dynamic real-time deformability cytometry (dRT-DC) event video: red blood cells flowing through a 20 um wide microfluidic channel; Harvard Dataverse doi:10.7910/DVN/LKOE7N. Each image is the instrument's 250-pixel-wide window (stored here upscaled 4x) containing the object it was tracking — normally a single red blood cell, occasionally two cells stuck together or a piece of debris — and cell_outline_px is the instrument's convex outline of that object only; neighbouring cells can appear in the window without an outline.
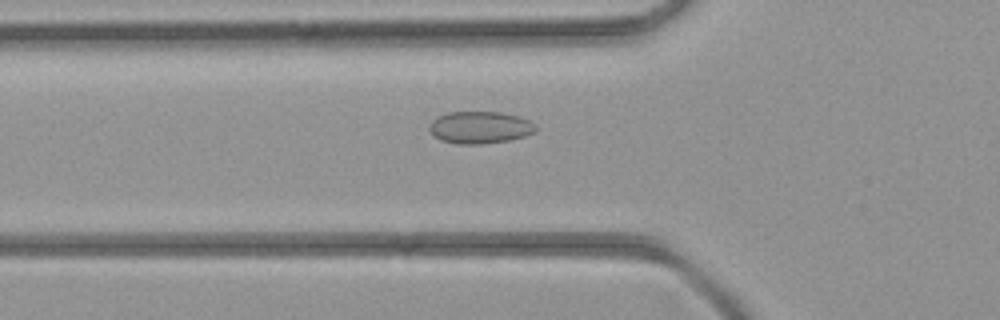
{"species": "common noctule bat (a hibernating species)", "species_latin": "Nyctalus noctula", "temperature_condition": "room temperature", "stored_images_in_passage": 41, "camera_frame_rate_fps": 3000, "um_per_image_px": 0.085, "animal": {"sex": "female", "body_mass_g": 21.9}, "frame": {"image": 1, "passage_image": 12, "time_ms": 3.667, "image_size_px": [1000, 320], "cell_outline_px": [[536, 132], [524, 136], [508, 140], [480, 144], [456, 144], [440, 140], [428, 128], [432, 120], [448, 112], [500, 112], [520, 116], [536, 124]], "centroid_in_image_um": [40.82, 10.83], "position_along_channel_um": 85.0, "area_um2": 19.88}}
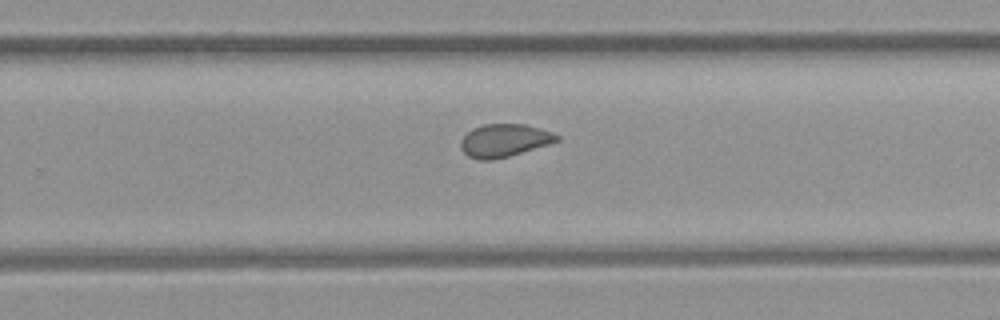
{"frame": {"image": 2, "passage_image": 25, "time_ms": 8.0, "image_size_px": [1000, 320], "cell_outline_px": [[560, 140], [548, 144], [508, 156], [492, 160], [480, 160], [468, 156], [460, 148], [460, 140], [472, 128], [484, 124], [524, 124], [540, 128], [552, 132], [560, 136]], "centroid_in_image_um": [42.84, 11.93], "position_along_channel_um": 287.0, "area_um2": 18.32}}
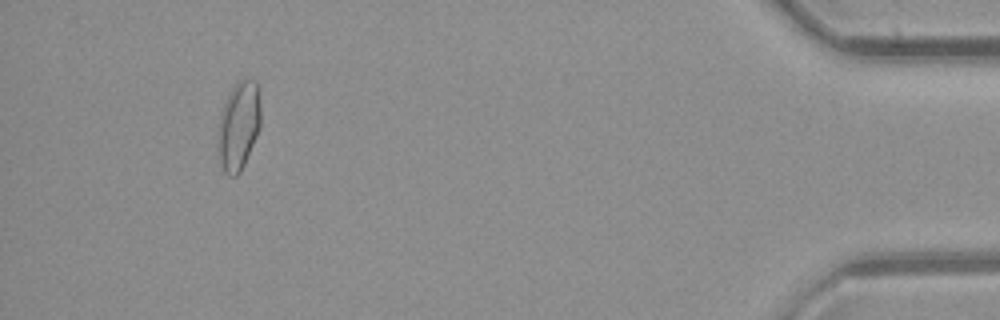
{"frame": {"image": 3, "passage_image": 38, "time_ms": 12.333, "image_size_px": [1000, 320], "cell_outline_px": [[260, 124], [256, 136], [244, 164], [240, 172], [236, 176], [228, 176], [224, 172], [220, 160], [220, 116], [224, 104], [236, 80], [248, 76], [256, 80], [260, 104]], "centroid_in_image_um": [20.32, 10.62], "position_along_channel_um": 414.9, "area_um2": 21.56}}